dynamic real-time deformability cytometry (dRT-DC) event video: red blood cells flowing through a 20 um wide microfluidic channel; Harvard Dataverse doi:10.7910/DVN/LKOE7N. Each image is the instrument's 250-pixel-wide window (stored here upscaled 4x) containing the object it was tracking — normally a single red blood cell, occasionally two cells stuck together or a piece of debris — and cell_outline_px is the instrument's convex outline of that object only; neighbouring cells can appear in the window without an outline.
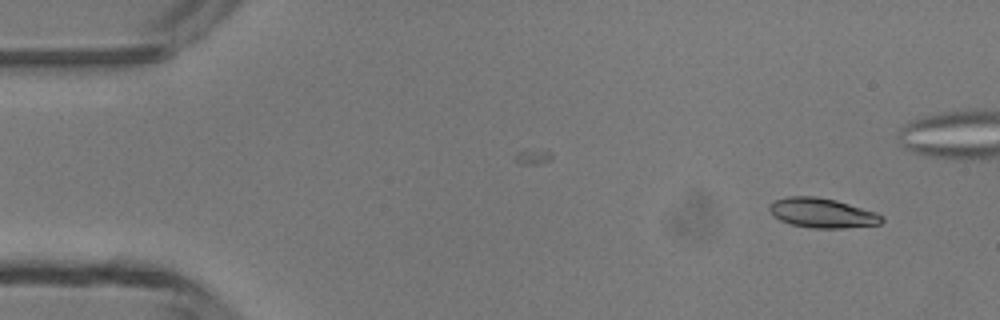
{"species": "common noctule bat (a hibernating species)", "species_latin": "Nyctalus noctula", "temperature_condition": "room temperature", "stored_images_in_passage": 4, "camera_frame_rate_fps": 3000, "um_per_image_px": 0.085, "animal": {"sex": "male", "body_mass_g": 13.3}, "frame": {"image": 1, "passage_image": 1, "time_ms": 0.0, "image_size_px": [1000, 320], "cell_outline_px": [[884, 220], [880, 224], [844, 228], [812, 228], [792, 224], [780, 220], [772, 216], [768, 208], [776, 200], [788, 196], [816, 196], [836, 200], [876, 212], [884, 216]], "centroid_in_image_um": [69.9, 18.1], "position_along_channel_um": 15.1, "area_um2": 19.42}}